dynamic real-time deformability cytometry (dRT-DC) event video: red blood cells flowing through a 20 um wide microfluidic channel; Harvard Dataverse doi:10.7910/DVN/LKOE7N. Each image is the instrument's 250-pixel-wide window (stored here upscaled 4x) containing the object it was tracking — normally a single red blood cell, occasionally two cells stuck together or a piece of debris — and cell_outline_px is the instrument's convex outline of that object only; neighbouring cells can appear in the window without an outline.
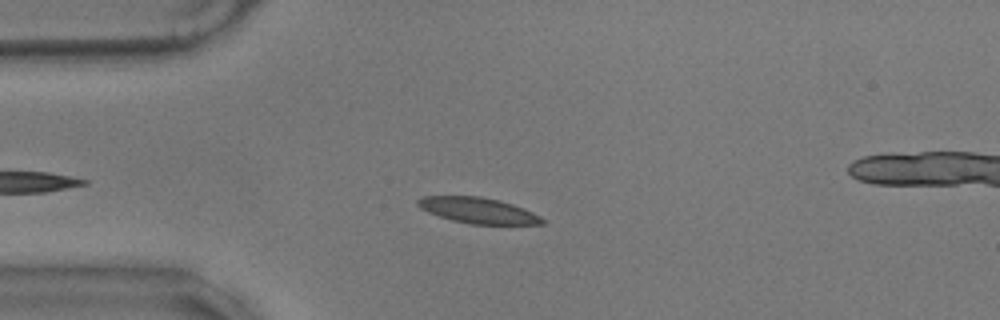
{"species": "common noctule bat (a hibernating species)", "species_latin": "Nyctalus noctula", "temperature_condition": "warm", "stored_images_in_passage": 47, "camera_frame_rate_fps": 3000, "um_per_image_px": 0.085, "animal": {"sex": "male", "body_mass_g": 17.9}, "frame": {"image": 1, "passage_image": 7, "time_ms": 2.0, "image_size_px": [1000, 320], "cell_outline_px": [[544, 224], [472, 224], [452, 220], [428, 212], [420, 208], [416, 204], [416, 200], [424, 196], [480, 196], [500, 200], [524, 208], [540, 216], [544, 220]], "centroid_in_image_um": [40.62, 17.88], "position_along_channel_um": 44.4, "area_um2": 18.61}}
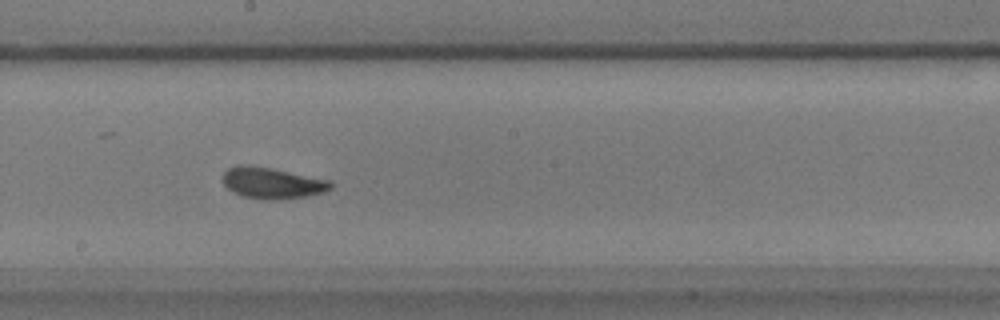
{"frame": {"image": 2, "passage_image": 24, "time_ms": 7.667, "image_size_px": [1000, 320], "cell_outline_px": [[332, 188], [324, 192], [308, 196], [280, 200], [260, 200], [240, 196], [232, 192], [224, 184], [224, 172], [228, 168], [236, 164], [248, 164], [272, 168], [328, 180], [332, 184]], "centroid_in_image_um": [23.1, 15.57], "position_along_channel_um": 225.1, "area_um2": 19.88}}
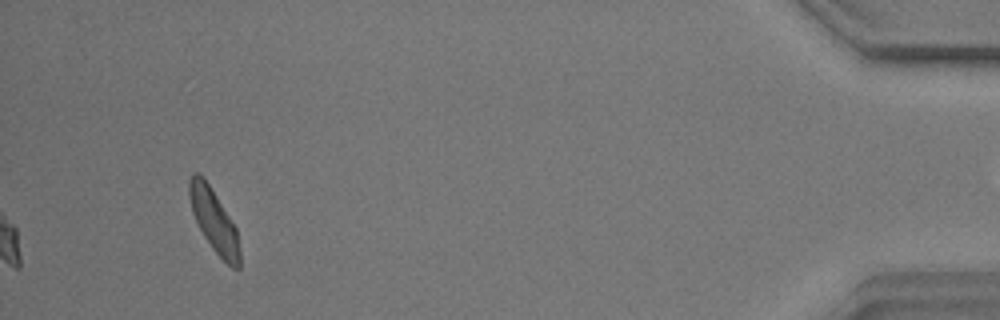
{"frame": {"image": 3, "passage_image": 47, "time_ms": 15.333, "image_size_px": [1000, 320], "cell_outline_px": [[240, 268], [232, 268], [212, 248], [204, 236], [192, 212], [188, 196], [188, 180], [192, 172], [200, 172], [204, 176], [236, 228], [240, 252]], "centroid_in_image_um": [18.16, 18.7], "position_along_channel_um": 417.0, "area_um2": 18.38}, "authors_computed_cell_mechanics": {"area_um2": 18.6116, "velocity_mm_per_s": 3.4723, "shape_relaxation_time_tau1_ms": 3.2891, "shape_relaxation_time_tau2_ms": 2.5743, "deformation_change_tau1": 0.1311, "deformation_change_tau2": 0.0915}}